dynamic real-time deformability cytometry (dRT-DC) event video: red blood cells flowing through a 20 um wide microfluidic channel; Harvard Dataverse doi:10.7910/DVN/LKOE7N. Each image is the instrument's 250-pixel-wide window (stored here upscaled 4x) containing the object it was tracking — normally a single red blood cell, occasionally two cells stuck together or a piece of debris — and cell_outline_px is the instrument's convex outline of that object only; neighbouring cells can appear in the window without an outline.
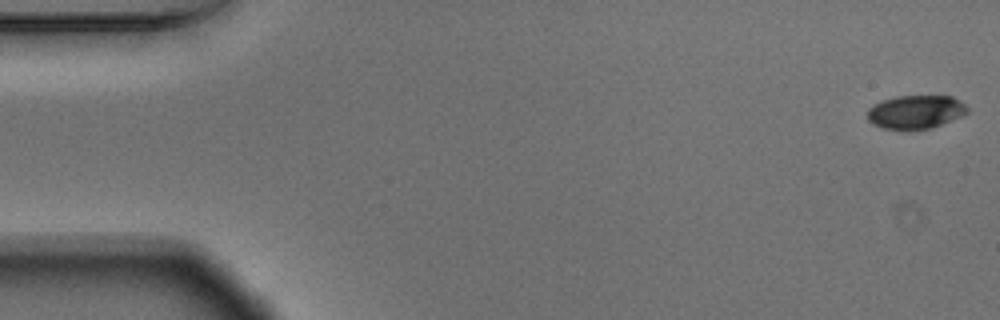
{"species": "Egyptian fruit bat (a non-hibernating species)", "species_latin": "Rousettus aegyptiacus", "temperature_condition": "warm", "stored_images_in_passage": 55, "camera_frame_rate_fps": 3000, "um_per_image_px": 0.085, "animal": {"sex": "male"}, "frame": {"image": 1, "passage_image": 1, "time_ms": 0.0, "image_size_px": [1000, 320], "cell_outline_px": [[968, 112], [964, 116], [916, 132], [908, 132], [884, 128], [872, 124], [868, 120], [868, 108], [872, 104], [880, 100], [896, 96], [952, 96], [960, 100], [968, 108]], "centroid_in_image_um": [77.8, 9.54], "position_along_channel_um": 7.2, "area_um2": 20.11}}
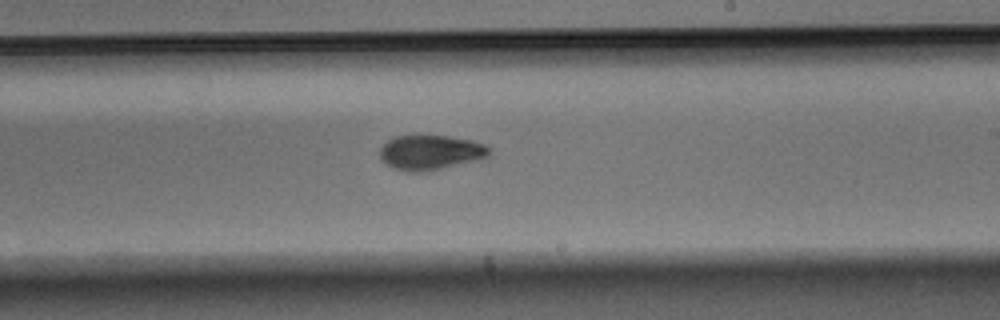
{"frame": {"image": 2, "passage_image": 32, "time_ms": 10.333, "image_size_px": [1000, 320], "cell_outline_px": [[492, 148], [488, 156], [480, 160], [420, 172], [408, 172], [392, 168], [380, 160], [380, 148], [388, 140], [396, 136], [448, 136], [472, 140], [484, 144]], "centroid_in_image_um": [36.6, 12.96], "position_along_channel_um": 252.4, "area_um2": 22.2}}
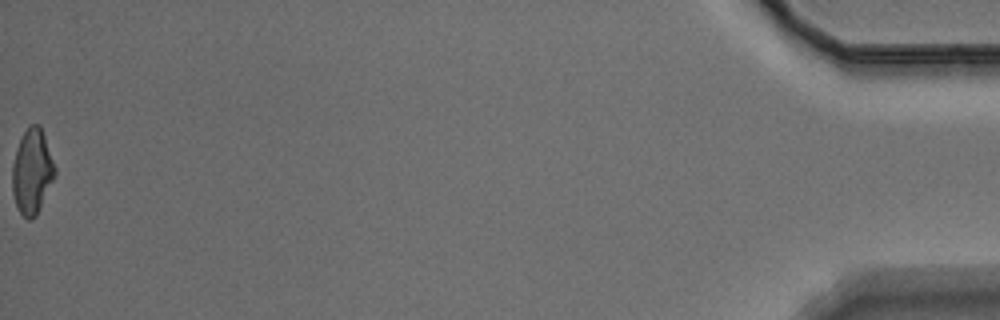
{"frame": {"image": 3, "passage_image": 55, "time_ms": 18.0, "image_size_px": [1000, 320], "cell_outline_px": [[56, 172], [36, 216], [32, 220], [28, 220], [20, 212], [16, 204], [12, 192], [12, 164], [16, 148], [28, 124], [40, 124], [56, 168]], "centroid_in_image_um": [2.71, 14.56], "position_along_channel_um": 432.5, "area_um2": 20.98}, "authors_computed_cell_mechanics": {"area_um2": 21.5594, "velocity_mm_per_s": 3.6888, "shape_relaxation_time_tau1_ms": 3.0854, "shape_relaxation_time_tau2_ms": 4.8483, "deformation_change_tau1": 0.128, "deformation_change_tau2": 0.0966}}